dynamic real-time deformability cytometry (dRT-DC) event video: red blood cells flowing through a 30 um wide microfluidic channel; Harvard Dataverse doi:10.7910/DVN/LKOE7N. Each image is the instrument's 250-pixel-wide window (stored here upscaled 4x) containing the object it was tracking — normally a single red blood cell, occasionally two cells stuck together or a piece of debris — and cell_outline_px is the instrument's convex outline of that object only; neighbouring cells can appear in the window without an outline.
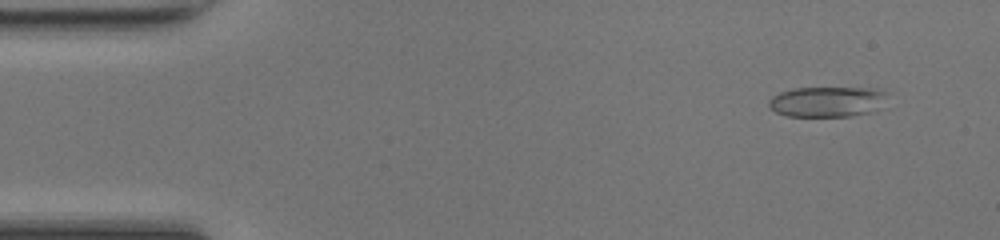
{"species": "common noctule bat (a hibernating species)", "species_latin": "Nyctalus noctula", "temperature_condition": "room temperature", "stored_images_in_passage": 48, "camera_frame_rate_fps": 3000, "um_per_image_px": 0.085, "animal": {"sex": "female", "body_mass_g": 17.0, "forearm_length_mm": 48.0}, "frame": {"image": 1, "passage_image": 4, "time_ms": 1.0, "image_size_px": [1000, 240], "cell_outline_px": [[884, 92], [872, 112], [848, 116], [788, 116], [776, 112], [768, 104], [768, 100], [772, 96], [780, 92], [792, 88], [872, 88]], "centroid_in_image_um": [70.15, 8.64], "position_along_channel_um": 14.8, "area_um2": 20.29}}
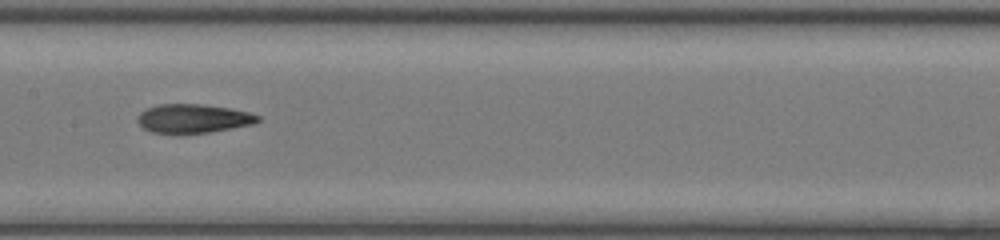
{"frame": {"image": 2, "passage_image": 24, "time_ms": 7.667, "image_size_px": [1000, 240], "cell_outline_px": [[260, 120], [252, 124], [212, 132], [152, 132], [144, 128], [136, 120], [136, 116], [140, 112], [148, 108], [160, 104], [204, 104], [228, 108], [248, 112], [260, 116]], "centroid_in_image_um": [16.42, 10.06], "position_along_channel_um": 191.0, "area_um2": 19.88}}
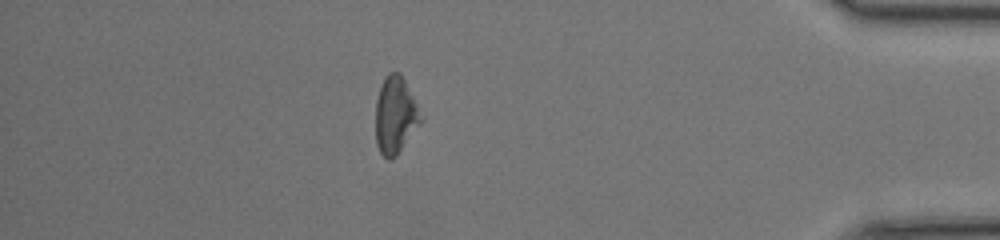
{"frame": {"image": 3, "passage_image": 42, "time_ms": 13.667, "image_size_px": [1000, 240], "cell_outline_px": [[424, 120], [396, 156], [392, 160], [388, 160], [380, 152], [376, 144], [376, 100], [380, 84], [384, 76], [388, 72], [400, 72], [424, 116]], "centroid_in_image_um": [33.62, 9.79], "position_along_channel_um": 401.6, "area_um2": 20.75}, "authors_computed_cell_mechanics": {"area_um2": 20.7791, "velocity_mm_per_s": 4.2911, "shape_relaxation_time_tau1_ms": null, "shape_relaxation_time_tau2_ms": 5.9636, "deformation_change_tau1": null, "deformation_change_tau2": 0.1574}}